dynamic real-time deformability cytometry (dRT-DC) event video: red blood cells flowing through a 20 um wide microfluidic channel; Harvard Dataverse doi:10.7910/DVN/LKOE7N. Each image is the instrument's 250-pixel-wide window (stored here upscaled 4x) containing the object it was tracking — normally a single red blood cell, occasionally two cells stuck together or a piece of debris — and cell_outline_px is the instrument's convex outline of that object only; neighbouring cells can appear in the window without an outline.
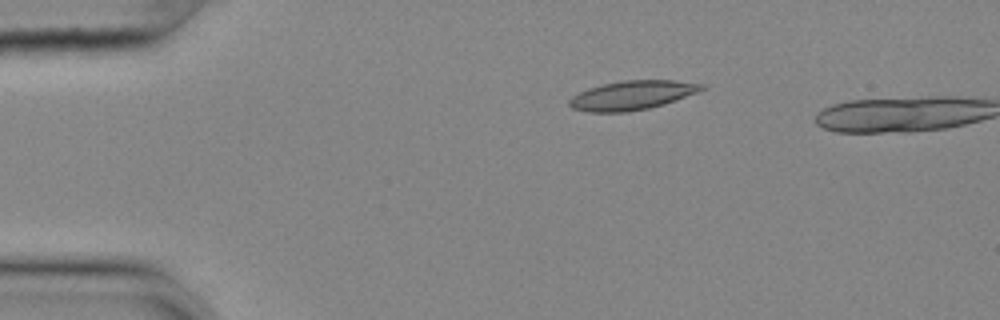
{"species": "common noctule bat (a hibernating species)", "species_latin": "Nyctalus noctula", "temperature_condition": "cold", "stored_images_in_passage": 6, "camera_frame_rate_fps": 3000, "um_per_image_px": 0.085, "animal": {"sex": "female", "body_mass_g": 25.1}, "frame": {"image": 1, "passage_image": 1, "time_ms": 0.0, "image_size_px": [1000, 320], "cell_outline_px": [[704, 88], [696, 92], [664, 104], [648, 108], [628, 112], [588, 112], [572, 108], [568, 104], [568, 100], [572, 96], [588, 88], [604, 84], [624, 80], [676, 80], [704, 84]], "centroid_in_image_um": [53.69, 8.1], "position_along_channel_um": 31.3, "area_um2": 22.25}}